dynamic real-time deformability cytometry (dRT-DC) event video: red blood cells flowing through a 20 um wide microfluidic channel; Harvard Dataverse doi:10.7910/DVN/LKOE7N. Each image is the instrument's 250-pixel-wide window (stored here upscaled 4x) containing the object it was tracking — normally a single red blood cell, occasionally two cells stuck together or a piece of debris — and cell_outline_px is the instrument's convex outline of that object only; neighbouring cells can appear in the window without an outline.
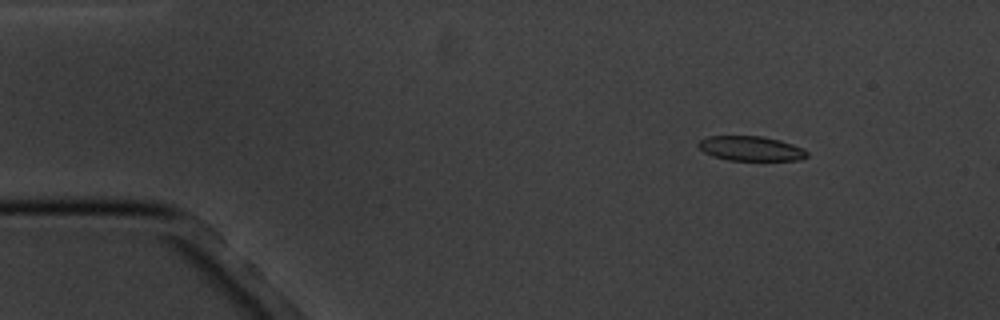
{"species": "common noctule bat (a hibernating species)", "species_latin": "Nyctalus noctula", "temperature_condition": "cold", "stored_images_in_passage": 5, "camera_frame_rate_fps": 3000, "um_per_image_px": 0.085, "animal": {"sex": "male", "body_mass_g": 20.1, "forearm_length_mm": 53.5}, "frame": {"image": 1, "passage_image": 3, "time_ms": 2.333, "image_size_px": [1000, 320], "cell_outline_px": [[808, 156], [800, 160], [728, 160], [712, 156], [704, 152], [696, 144], [700, 140], [708, 136], [760, 136], [780, 140], [804, 148], [808, 152]], "centroid_in_image_um": [63.82, 12.62], "position_along_channel_um": 21.2, "area_um2": 15.66}}